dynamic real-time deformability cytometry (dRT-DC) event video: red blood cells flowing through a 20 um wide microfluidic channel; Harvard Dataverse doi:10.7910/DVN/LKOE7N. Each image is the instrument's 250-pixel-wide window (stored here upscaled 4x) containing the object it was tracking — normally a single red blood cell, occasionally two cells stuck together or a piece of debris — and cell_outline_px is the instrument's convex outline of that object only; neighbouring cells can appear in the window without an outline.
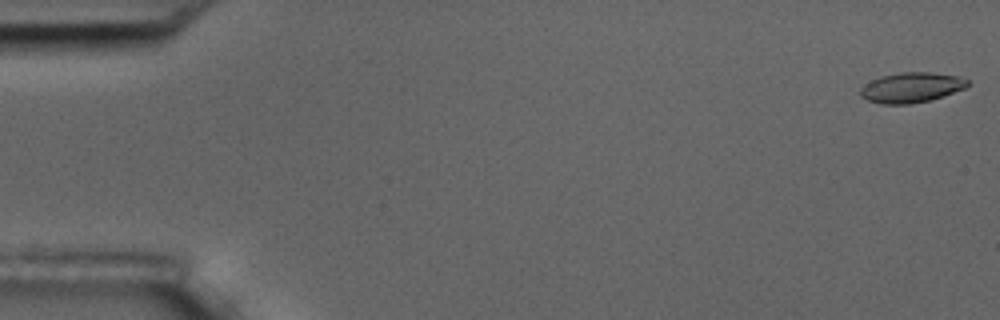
{"species": "common noctule bat (a hibernating species)", "species_latin": "Nyctalus noctula", "temperature_condition": "room temperature", "stored_images_in_passage": 5, "camera_frame_rate_fps": 3000, "um_per_image_px": 0.085, "animal": {"sex": "male", "body_mass_g": 17.5, "forearm_length_mm": 52.3}, "frame": {"image": 1, "passage_image": 1, "time_ms": 0.0, "image_size_px": [1000, 320], "cell_outline_px": [[968, 84], [964, 88], [928, 100], [908, 104], [880, 104], [868, 100], [860, 96], [860, 88], [872, 80], [880, 76], [900, 72], [932, 72], [960, 76], [968, 80]], "centroid_in_image_um": [77.43, 7.42], "position_along_channel_um": 7.6, "area_um2": 18.61}}
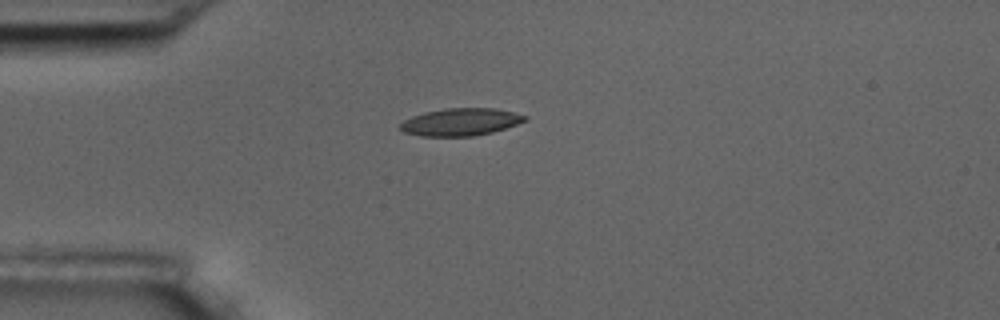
{"frame": {"image": 2, "passage_image": 5, "time_ms": 4.667, "image_size_px": [1000, 320], "cell_outline_px": [[528, 120], [492, 132], [472, 136], [420, 136], [404, 132], [400, 128], [400, 124], [404, 120], [412, 116], [424, 112], [444, 108], [496, 108], [528, 116]], "centroid_in_image_um": [39.14, 10.36], "position_along_channel_um": 45.9, "area_um2": 19.88}}